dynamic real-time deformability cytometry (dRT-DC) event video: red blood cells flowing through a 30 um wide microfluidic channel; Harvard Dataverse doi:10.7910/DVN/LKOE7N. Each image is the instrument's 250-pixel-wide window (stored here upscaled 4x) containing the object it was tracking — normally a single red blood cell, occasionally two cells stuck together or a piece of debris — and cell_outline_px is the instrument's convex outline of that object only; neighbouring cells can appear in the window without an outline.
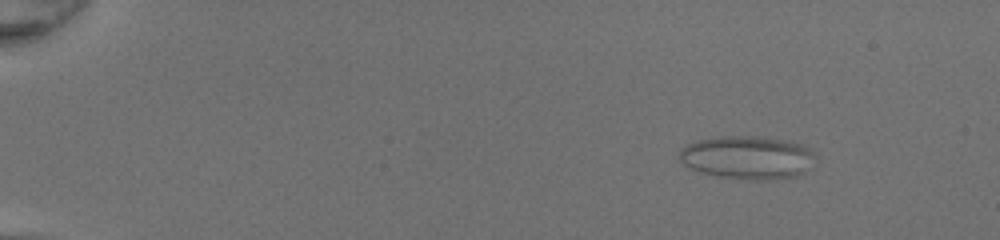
{"species": "common noctule bat (a hibernating species)", "species_latin": "Nyctalus noctula", "temperature_condition": "room temperature", "stored_images_in_passage": 50, "camera_frame_rate_fps": 3000, "um_per_image_px": 0.085, "animal": {"sex": "female", "body_mass_g": 20.0, "forearm_length_mm": 54.0}, "frame": {"image": 1, "passage_image": 7, "time_ms": 2.0, "image_size_px": [1000, 240], "cell_outline_px": [[816, 156], [804, 172], [796, 176], [772, 180], [744, 180], [716, 176], [700, 172], [684, 164], [680, 160], [680, 148], [696, 140], [724, 136], [768, 136], [788, 140], [804, 144], [816, 152]], "centroid_in_image_um": [63.57, 13.38], "position_along_channel_um": 21.4, "area_um2": 34.8}}
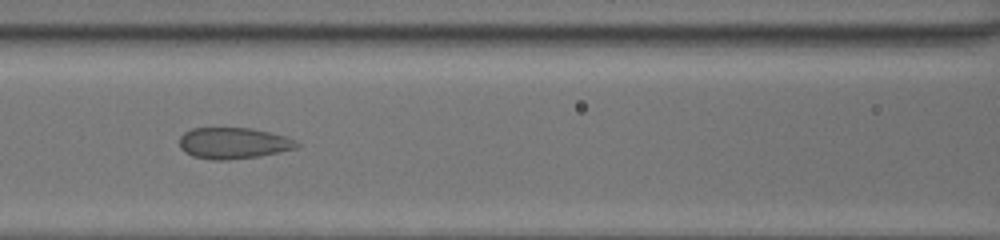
{"frame": {"image": 2, "passage_image": 25, "time_ms": 8.0, "image_size_px": [1000, 240], "cell_outline_px": [[300, 144], [296, 148], [260, 156], [228, 160], [212, 160], [192, 156], [184, 152], [180, 148], [180, 136], [184, 132], [192, 128], [252, 128], [288, 136], [296, 140]], "centroid_in_image_um": [19.84, 12.17], "position_along_channel_um": 146.8, "area_um2": 21.56}}
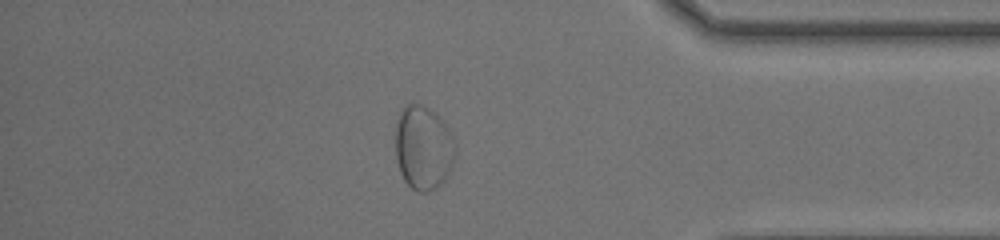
{"frame": {"image": 3, "passage_image": 44, "time_ms": 14.333, "image_size_px": [1000, 240], "cell_outline_px": [[456, 152], [452, 168], [444, 180], [440, 184], [428, 192], [416, 192], [404, 180], [400, 172], [396, 160], [396, 120], [400, 108], [408, 104], [420, 104], [436, 112], [448, 128], [456, 144]], "centroid_in_image_um": [35.98, 12.54], "position_along_channel_um": 399.2, "area_um2": 29.71}}